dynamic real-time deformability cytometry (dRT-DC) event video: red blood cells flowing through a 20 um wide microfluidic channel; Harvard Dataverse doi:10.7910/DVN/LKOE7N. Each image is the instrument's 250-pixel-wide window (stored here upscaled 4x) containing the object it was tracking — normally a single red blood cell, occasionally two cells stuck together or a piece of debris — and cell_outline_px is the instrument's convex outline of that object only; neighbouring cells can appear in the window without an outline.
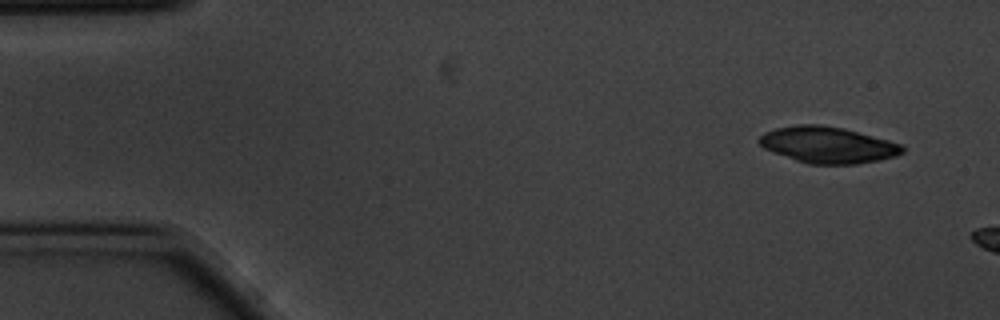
{"species": "common noctule bat (a hibernating species)", "species_latin": "Nyctalus noctula", "temperature_condition": "cold", "stored_images_in_passage": 7, "camera_frame_rate_fps": 3000, "um_per_image_px": 0.085, "animal": {"sex": "male", "body_mass_g": 20.1, "forearm_length_mm": 53.5}, "frame": {"image": 1, "passage_image": 1, "time_ms": 0.0, "image_size_px": [1000, 320], "cell_outline_px": [[904, 152], [896, 156], [880, 160], [856, 164], [808, 164], [772, 152], [764, 148], [756, 140], [764, 132], [776, 128], [796, 124], [820, 124], [844, 128], [888, 140], [900, 144], [904, 148]], "centroid_in_image_um": [70.34, 12.31], "position_along_channel_um": 14.7, "area_um2": 30.4}}